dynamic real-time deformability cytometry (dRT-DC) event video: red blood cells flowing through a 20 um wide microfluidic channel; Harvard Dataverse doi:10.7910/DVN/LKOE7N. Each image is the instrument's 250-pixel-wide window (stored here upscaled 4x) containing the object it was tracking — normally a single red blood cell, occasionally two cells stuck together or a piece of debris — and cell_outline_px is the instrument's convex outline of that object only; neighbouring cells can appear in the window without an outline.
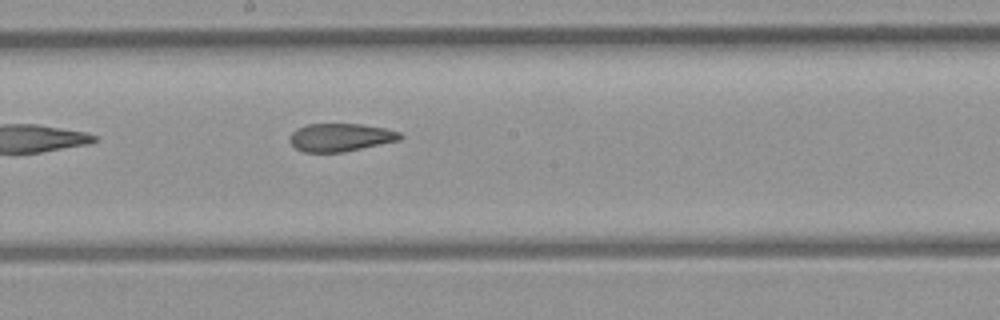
{"species": "common noctule bat (a hibernating species)", "species_latin": "Nyctalus noctula", "temperature_condition": "room temperature", "stored_images_in_passage": 9, "camera_frame_rate_fps": 3000, "um_per_image_px": 0.085, "animal": {"sex": "female", "body_mass_g": 21.9}, "frame": {"image": 1, "passage_image": 8, "time_ms": 2.333, "image_size_px": [1000, 320], "cell_outline_px": [[404, 136], [400, 140], [344, 152], [304, 152], [296, 148], [288, 140], [292, 132], [296, 128], [308, 124], [360, 124], [384, 128], [400, 132]], "centroid_in_image_um": [28.94, 11.67], "position_along_channel_um": 219.3, "area_um2": 18.03}}